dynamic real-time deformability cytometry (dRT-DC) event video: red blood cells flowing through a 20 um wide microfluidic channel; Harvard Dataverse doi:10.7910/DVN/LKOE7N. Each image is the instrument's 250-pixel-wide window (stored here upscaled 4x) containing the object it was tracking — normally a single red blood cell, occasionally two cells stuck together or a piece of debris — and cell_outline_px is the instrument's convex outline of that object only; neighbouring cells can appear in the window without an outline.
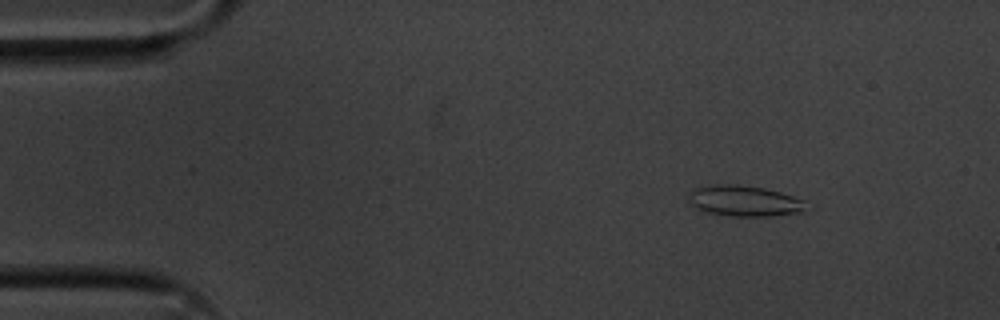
{"species": "common noctule bat (a hibernating species)", "species_latin": "Nyctalus noctula", "temperature_condition": "cold", "stored_images_in_passage": 55, "camera_frame_rate_fps": 3000, "um_per_image_px": 0.085, "animal": {"sex": "male", "body_mass_g": 20.1, "forearm_length_mm": 53.5}, "frame": {"image": 1, "passage_image": 7, "time_ms": 2.0, "image_size_px": [1000, 320], "cell_outline_px": [[804, 200], [800, 212], [768, 216], [728, 216], [708, 212], [696, 208], [692, 204], [688, 196], [696, 188], [712, 184], [736, 184], [764, 188], [780, 192]], "centroid_in_image_um": [63.21, 17.07], "position_along_channel_um": 21.8, "area_um2": 20.63}}
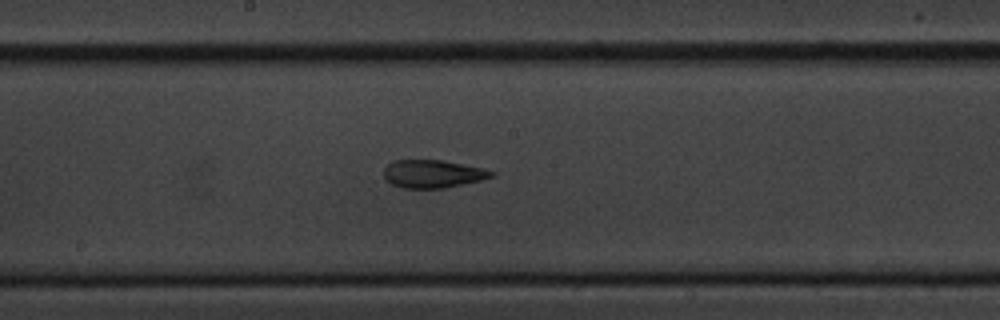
{"frame": {"image": 2, "passage_image": 29, "time_ms": 9.333, "image_size_px": [1000, 320], "cell_outline_px": [[496, 176], [480, 180], [444, 188], [400, 188], [384, 180], [384, 168], [392, 160], [440, 160], [484, 168], [496, 172]], "centroid_in_image_um": [36.77, 14.78], "position_along_channel_um": 211.4, "area_um2": 17.63}}
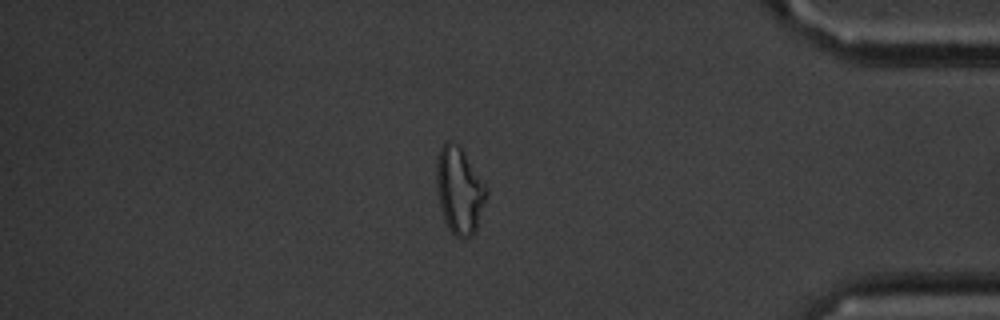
{"frame": {"image": 3, "passage_image": 47, "time_ms": 15.333, "image_size_px": [1000, 320], "cell_outline_px": [[488, 192], [476, 232], [472, 236], [464, 240], [460, 240], [448, 228], [444, 220], [440, 208], [436, 184], [436, 160], [440, 148], [448, 140], [452, 140], [460, 144], [488, 188]], "centroid_in_image_um": [39.05, 16.19], "position_along_channel_um": 396.1, "area_um2": 25.84}, "authors_computed_cell_mechanics": {"area_um2": 19.1318, "velocity_mm_per_s": 3.606, "shape_relaxation_time_tau1_ms": null, "shape_relaxation_time_tau2_ms": 4.0845, "deformation_change_tau1": null, "deformation_change_tau2": 0.1324}}